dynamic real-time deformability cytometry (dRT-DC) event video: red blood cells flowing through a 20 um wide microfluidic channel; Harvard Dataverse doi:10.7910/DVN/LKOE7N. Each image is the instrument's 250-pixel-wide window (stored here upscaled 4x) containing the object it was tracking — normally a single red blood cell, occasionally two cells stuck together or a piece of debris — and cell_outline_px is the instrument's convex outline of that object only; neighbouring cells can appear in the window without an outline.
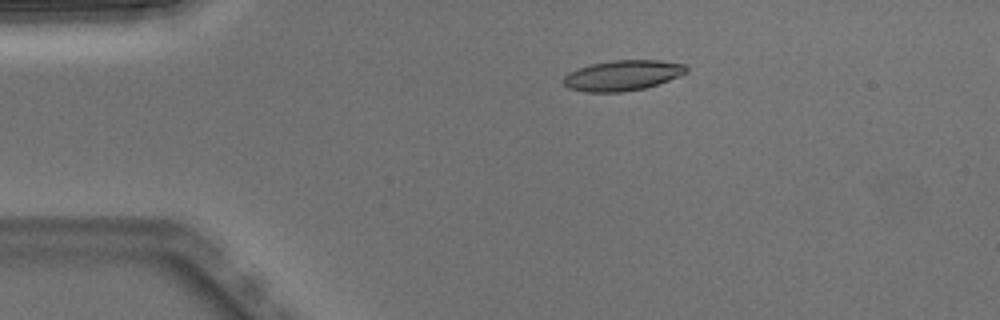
{"species": "Egyptian fruit bat (a non-hibernating species)", "species_latin": "Rousettus aegyptiacus", "temperature_condition": "warm", "stored_images_in_passage": 4, "camera_frame_rate_fps": 3000, "um_per_image_px": 0.085, "animal": {"sex": "male"}, "frame": {"image": 1, "passage_image": 3, "time_ms": 0.667, "image_size_px": [1000, 320], "cell_outline_px": [[688, 72], [668, 80], [644, 88], [624, 92], [584, 92], [568, 88], [564, 84], [564, 76], [568, 72], [576, 68], [592, 64], [612, 60], [660, 60], [684, 64], [688, 68]], "centroid_in_image_um": [52.89, 6.41], "position_along_channel_um": 32.1, "area_um2": 21.79}}